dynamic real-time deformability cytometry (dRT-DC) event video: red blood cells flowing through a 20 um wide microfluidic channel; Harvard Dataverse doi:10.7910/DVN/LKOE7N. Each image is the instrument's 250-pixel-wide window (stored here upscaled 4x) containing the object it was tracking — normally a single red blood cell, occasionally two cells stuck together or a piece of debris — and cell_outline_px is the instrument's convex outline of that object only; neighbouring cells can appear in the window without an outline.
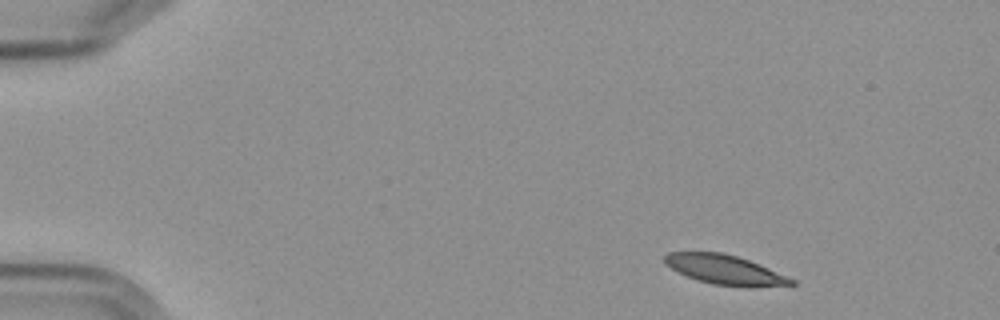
{"species": "Egyptian fruit bat (a non-hibernating species)", "species_latin": "Rousettus aegyptiacus", "temperature_condition": "cold", "stored_images_in_passage": 3, "camera_frame_rate_fps": 3000, "um_per_image_px": 0.085, "frame": {"image": 1, "passage_image": 1, "time_ms": 0.0, "image_size_px": [1000, 320], "cell_outline_px": [[796, 284], [712, 284], [696, 280], [664, 264], [664, 256], [668, 252], [720, 252], [736, 256], [748, 260], [768, 268], [796, 280]], "centroid_in_image_um": [61.49, 22.86], "position_along_channel_um": 23.5, "area_um2": 20.52}}